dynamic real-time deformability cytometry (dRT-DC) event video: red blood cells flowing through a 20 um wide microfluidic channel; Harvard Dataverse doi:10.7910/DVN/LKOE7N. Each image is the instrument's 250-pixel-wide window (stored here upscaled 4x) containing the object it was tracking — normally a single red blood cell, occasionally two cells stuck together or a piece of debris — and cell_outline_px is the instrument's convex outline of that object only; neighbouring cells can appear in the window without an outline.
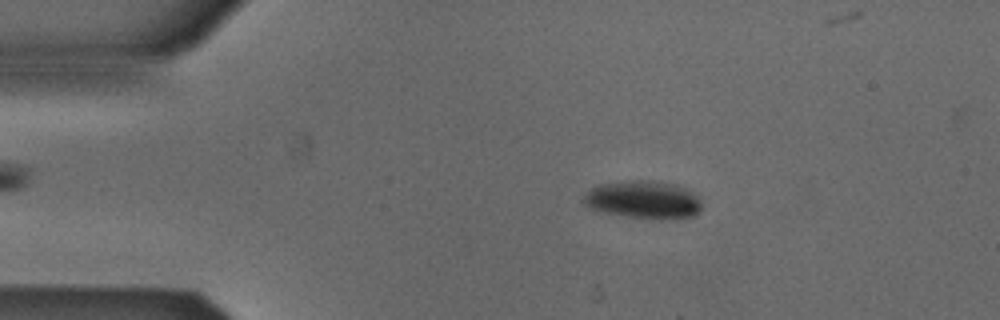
{"species": "Egyptian fruit bat (a non-hibernating species)", "species_latin": "Rousettus aegyptiacus", "temperature_condition": "cold", "stored_images_in_passage": 5, "camera_frame_rate_fps": 3000, "um_per_image_px": 0.085, "animal": {"sex": "male"}, "frame": {"image": 1, "passage_image": 2, "time_ms": 0.333, "image_size_px": [1000, 320], "cell_outline_px": [[700, 208], [692, 216], [676, 220], [660, 220], [628, 216], [600, 212], [588, 208], [584, 204], [584, 196], [592, 188], [600, 184], [632, 180], [648, 180], [676, 184], [692, 192], [700, 200]], "centroid_in_image_um": [54.68, 16.99], "position_along_channel_um": 30.3, "area_um2": 26.13}}
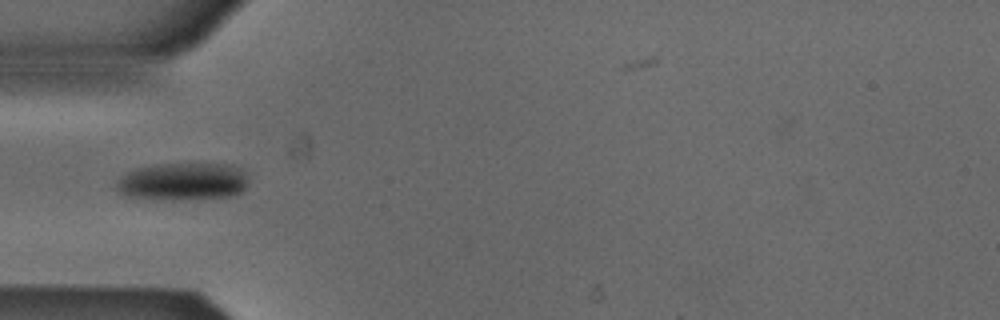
{"frame": {"image": 2, "passage_image": 4, "time_ms": 1.0, "image_size_px": [1000, 320], "cell_outline_px": [[248, 184], [240, 192], [232, 196], [172, 200], [144, 200], [124, 196], [116, 188], [116, 184], [120, 176], [136, 168], [156, 164], [232, 164], [240, 168], [248, 176]], "centroid_in_image_um": [15.51, 15.44], "position_along_channel_um": 69.5, "area_um2": 29.42}}